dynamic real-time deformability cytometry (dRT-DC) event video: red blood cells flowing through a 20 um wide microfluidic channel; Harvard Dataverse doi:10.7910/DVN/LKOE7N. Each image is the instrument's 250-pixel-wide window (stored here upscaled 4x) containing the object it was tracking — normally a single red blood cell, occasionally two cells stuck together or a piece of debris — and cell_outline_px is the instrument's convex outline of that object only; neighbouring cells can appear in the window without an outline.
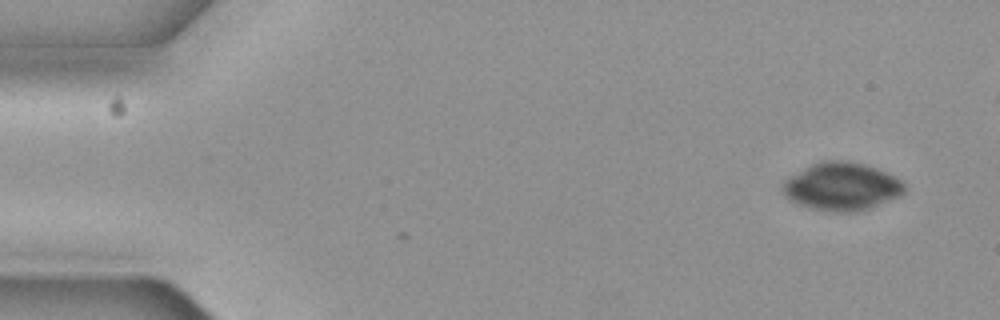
{"species": "common noctule bat (a hibernating species)", "species_latin": "Nyctalus noctula", "temperature_condition": "cold", "stored_images_in_passage": 2, "camera_frame_rate_fps": 3000, "um_per_image_px": 0.085, "animal": {"sex": "female", "body_mass_g": 19.3, "forearm_length_mm": 54.1}, "frame": {"image": 1, "passage_image": 2, "time_ms": 0.333, "image_size_px": [1000, 320], "cell_outline_px": [[904, 192], [900, 196], [868, 208], [856, 212], [832, 212], [808, 208], [788, 200], [784, 196], [784, 180], [812, 164], [820, 160], [848, 160], [864, 164], [876, 168], [900, 180], [904, 184]], "centroid_in_image_um": [71.52, 15.86], "position_along_channel_um": 13.5, "area_um2": 33.81}}